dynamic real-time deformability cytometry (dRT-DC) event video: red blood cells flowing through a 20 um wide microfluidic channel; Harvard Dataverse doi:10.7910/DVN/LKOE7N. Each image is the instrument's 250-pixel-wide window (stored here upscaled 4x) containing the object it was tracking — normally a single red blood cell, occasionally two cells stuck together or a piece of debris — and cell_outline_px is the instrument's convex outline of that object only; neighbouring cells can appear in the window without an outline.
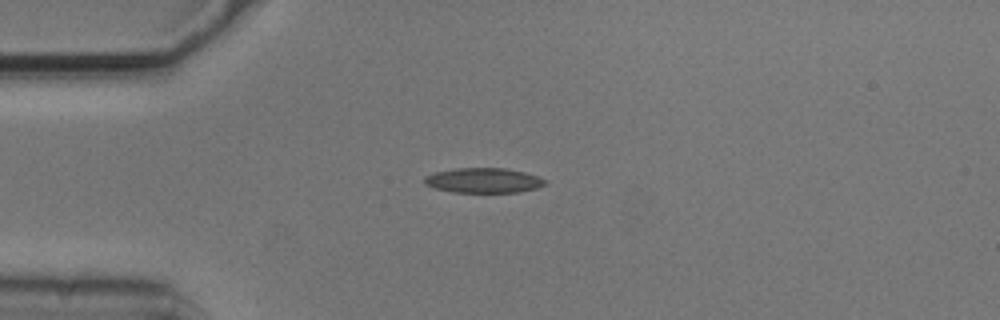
{"species": "common noctule bat (a hibernating species)", "species_latin": "Nyctalus noctula", "temperature_condition": "cold", "stored_images_in_passage": 41, "camera_frame_rate_fps": 3000, "um_per_image_px": 0.085, "animal": {"sex": "male", "body_mass_g": 20.5, "forearm_length_mm": 52.5}, "frame": {"image": 1, "passage_image": 1, "time_ms": 0.0, "image_size_px": [1000, 320], "cell_outline_px": [[548, 184], [536, 188], [516, 192], [452, 192], [436, 188], [424, 184], [424, 176], [432, 172], [456, 168], [504, 168], [524, 172], [548, 180]], "centroid_in_image_um": [41.08, 15.33], "position_along_channel_um": 43.9, "area_um2": 17.57}}
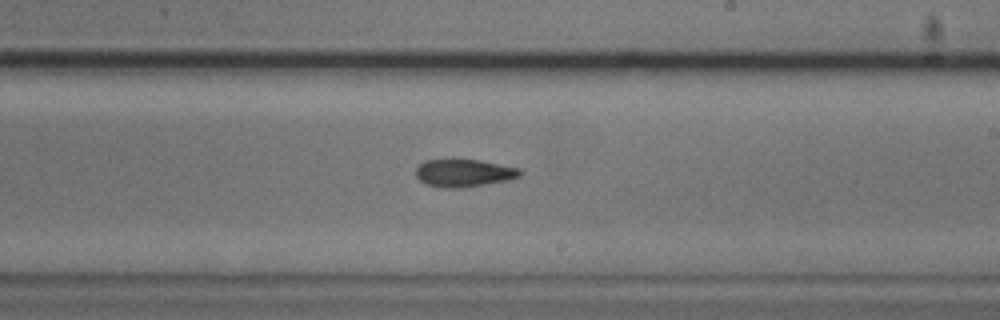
{"frame": {"image": 2, "passage_image": 19, "time_ms": 6.0, "image_size_px": [1000, 320], "cell_outline_px": [[524, 172], [520, 176], [508, 180], [460, 188], [444, 188], [424, 184], [416, 176], [416, 168], [424, 160], [480, 160], [520, 168]], "centroid_in_image_um": [39.44, 14.71], "position_along_channel_um": 249.6, "area_um2": 16.76}}
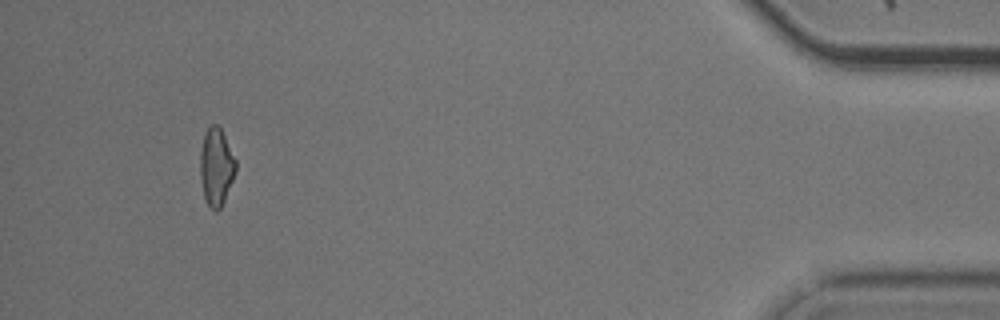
{"frame": {"image": 3, "passage_image": 38, "time_ms": 12.333, "image_size_px": [1000, 320], "cell_outline_px": [[236, 168], [232, 180], [224, 200], [220, 208], [216, 212], [208, 204], [204, 196], [200, 176], [200, 152], [204, 132], [212, 124], [216, 124], [220, 128], [236, 160]], "centroid_in_image_um": [18.36, 14.16], "position_along_channel_um": 416.8, "area_um2": 15.78}, "authors_computed_cell_mechanics": {"area_um2": 16.6464, "velocity_mm_per_s": 3.7378, "shape_relaxation_time_tau1_ms": 5.203, "shape_relaxation_time_tau2_ms": 3.1662, "deformation_change_tau1": 0.1216, "deformation_change_tau2": 0.1104}}